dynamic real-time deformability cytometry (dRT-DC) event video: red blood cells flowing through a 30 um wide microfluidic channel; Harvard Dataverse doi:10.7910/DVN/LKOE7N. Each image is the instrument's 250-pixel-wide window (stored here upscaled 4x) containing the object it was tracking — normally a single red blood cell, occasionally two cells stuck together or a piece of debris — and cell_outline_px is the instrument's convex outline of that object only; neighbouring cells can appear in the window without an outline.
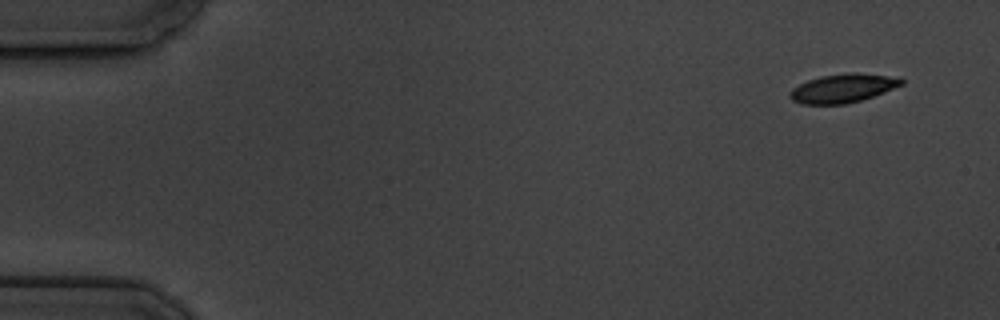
{"species": "common noctule bat (a hibernating species)", "species_latin": "Nyctalus noctula", "temperature_condition": "cold", "stored_images_in_passage": 4, "camera_frame_rate_fps": 3000, "um_per_image_px": 0.085, "animal": {"sex": "male", "body_mass_g": 19.5, "forearm_length_mm": 54.6}, "frame": {"image": 1, "passage_image": 1, "time_ms": 0.0, "image_size_px": [1000, 320], "cell_outline_px": [[904, 84], [884, 92], [860, 100], [844, 104], [800, 104], [792, 100], [788, 96], [788, 92], [792, 88], [808, 80], [820, 76], [852, 72], [856, 72], [900, 76], [904, 80]], "centroid_in_image_um": [71.66, 7.48], "position_along_channel_um": 13.3, "area_um2": 18.9}}